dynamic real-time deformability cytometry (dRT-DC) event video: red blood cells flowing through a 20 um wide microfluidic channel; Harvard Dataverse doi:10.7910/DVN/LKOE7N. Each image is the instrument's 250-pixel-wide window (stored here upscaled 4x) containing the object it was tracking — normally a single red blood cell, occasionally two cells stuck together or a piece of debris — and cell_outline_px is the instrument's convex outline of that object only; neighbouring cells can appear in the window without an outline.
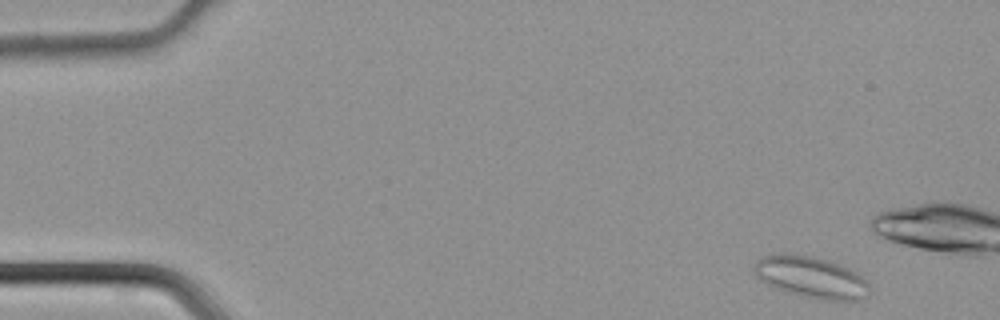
{"species": "common noctule bat (a hibernating species)", "species_latin": "Nyctalus noctula", "temperature_condition": "cold", "stored_images_in_passage": 12, "camera_frame_rate_fps": 3000, "um_per_image_px": 0.085, "animal": {"sex": "male", "body_mass_g": 21.5, "forearm_length_mm": 52.0}, "frame": {"image": 1, "passage_image": 1, "time_ms": 0.0, "image_size_px": [1000, 320], "cell_outline_px": [[872, 292], [868, 296], [856, 300], [824, 300], [804, 296], [772, 288], [760, 280], [756, 276], [752, 268], [756, 260], [772, 252], [784, 252], [808, 256], [828, 260], [848, 268], [856, 272], [872, 288]], "centroid_in_image_um": [68.9, 23.55], "position_along_channel_um": 16.1, "area_um2": 28.26}}